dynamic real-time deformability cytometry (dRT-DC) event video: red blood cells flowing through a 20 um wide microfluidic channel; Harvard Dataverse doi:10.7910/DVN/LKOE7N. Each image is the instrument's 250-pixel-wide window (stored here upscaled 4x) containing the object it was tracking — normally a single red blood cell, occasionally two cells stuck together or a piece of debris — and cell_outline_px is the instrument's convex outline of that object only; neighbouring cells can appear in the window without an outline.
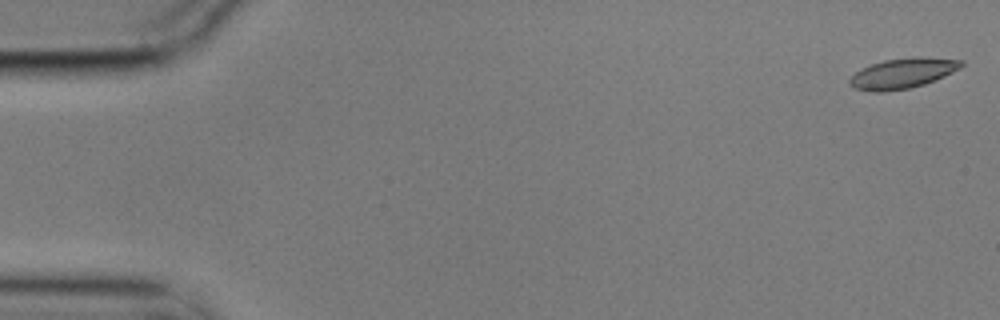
{"species": "common noctule bat (a hibernating species)", "species_latin": "Nyctalus noctula", "temperature_condition": "cold", "stored_images_in_passage": 7, "camera_frame_rate_fps": 3000, "um_per_image_px": 0.085, "animal": {"sex": "male", "body_mass_g": 17.9}, "frame": {"image": 1, "passage_image": 1, "time_ms": 0.0, "image_size_px": [1000, 320], "cell_outline_px": [[964, 64], [960, 68], [944, 76], [924, 84], [908, 88], [884, 92], [868, 92], [852, 88], [848, 84], [848, 80], [860, 68], [884, 60], [916, 56], [920, 56], [964, 60]], "centroid_in_image_um": [76.69, 6.23], "position_along_channel_um": 8.3, "area_um2": 19.88}}